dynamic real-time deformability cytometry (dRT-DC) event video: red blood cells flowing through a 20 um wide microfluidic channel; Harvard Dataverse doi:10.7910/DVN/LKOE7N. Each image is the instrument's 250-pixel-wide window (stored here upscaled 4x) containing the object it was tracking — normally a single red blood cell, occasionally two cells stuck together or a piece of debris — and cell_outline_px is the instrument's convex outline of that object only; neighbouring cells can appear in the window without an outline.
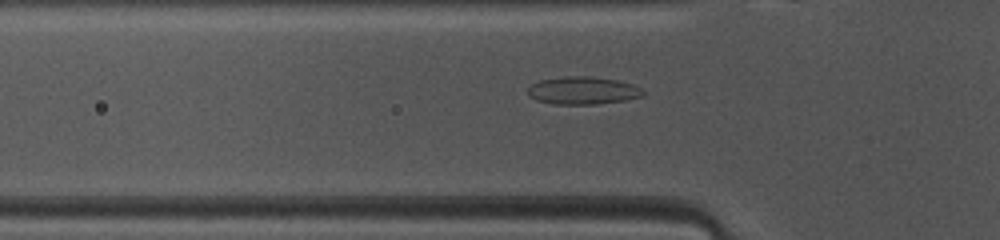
{"species": "common noctule bat (a hibernating species)", "species_latin": "Nyctalus noctula", "temperature_condition": "warm", "stored_images_in_passage": 46, "camera_frame_rate_fps": 3000, "um_per_image_px": 0.085, "animal": {"sex": "female", "body_mass_g": 10.0, "forearm_length_mm": 53.1}, "frame": {"image": 1, "passage_image": 13, "time_ms": 4.0, "image_size_px": [1000, 240], "cell_outline_px": [[644, 96], [624, 100], [596, 104], [552, 104], [536, 100], [528, 96], [528, 88], [532, 84], [540, 80], [564, 76], [588, 76], [616, 80], [632, 84], [640, 88], [644, 92]], "centroid_in_image_um": [49.51, 7.7], "position_along_channel_um": 76.3, "area_um2": 18.55}}
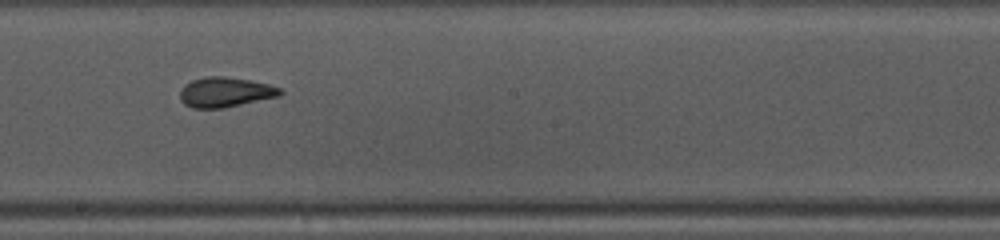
{"frame": {"image": 2, "passage_image": 24, "time_ms": 7.667, "image_size_px": [1000, 240], "cell_outline_px": [[284, 92], [280, 96], [224, 108], [192, 108], [184, 104], [180, 100], [180, 88], [184, 84], [192, 80], [208, 76], [224, 76], [248, 80], [268, 84], [280, 88]], "centroid_in_image_um": [19.13, 7.84], "position_along_channel_um": 229.1, "area_um2": 17.57}}
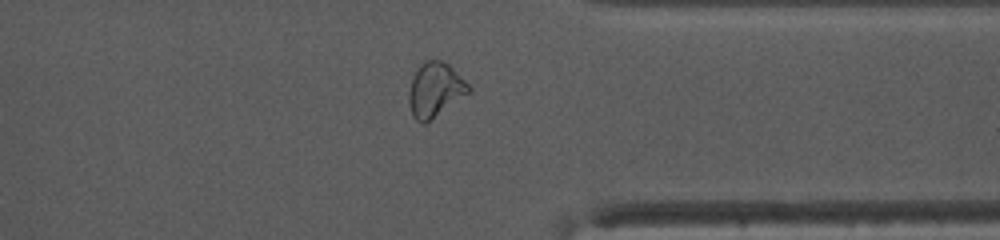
{"frame": {"image": 3, "passage_image": 35, "time_ms": 11.333, "image_size_px": [1000, 240], "cell_outline_px": [[472, 88], [468, 92], [424, 124], [420, 124], [412, 116], [408, 100], [408, 92], [412, 80], [420, 64], [424, 60], [440, 60], [448, 64]], "centroid_in_image_um": [36.93, 7.63], "position_along_channel_um": 374.5, "area_um2": 18.44}, "authors_computed_cell_mechanics": {"area_um2": 18.8428, "velocity_mm_per_s": 4.1363, "shape_relaxation_time_tau1_ms": null, "shape_relaxation_time_tau2_ms": 1.6187, "deformation_change_tau1": null, "deformation_change_tau2": 0.0686}}